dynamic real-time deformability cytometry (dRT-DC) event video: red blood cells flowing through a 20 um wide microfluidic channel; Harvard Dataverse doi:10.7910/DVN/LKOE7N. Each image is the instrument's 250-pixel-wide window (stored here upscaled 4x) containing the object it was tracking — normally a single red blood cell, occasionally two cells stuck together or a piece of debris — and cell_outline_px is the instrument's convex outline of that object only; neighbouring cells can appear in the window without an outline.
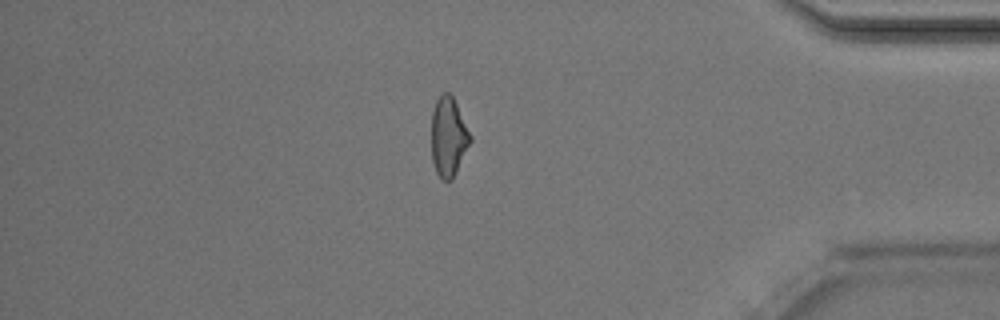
{"species": "Egyptian fruit bat (a non-hibernating species)", "species_latin": "Rousettus aegyptiacus", "temperature_condition": "room temperature", "stored_images_in_passage": 50, "camera_frame_rate_fps": 3000, "um_per_image_px": 0.085, "animal": {"sex": "male"}, "frame": {"image": 1, "passage_image": 43, "time_ms": 14.0, "image_size_px": [1000, 320], "cell_outline_px": [[472, 140], [452, 180], [440, 180], [436, 172], [432, 160], [432, 108], [436, 100], [444, 92], [448, 92], [452, 96], [472, 136]], "centroid_in_image_um": [38.12, 11.65], "position_along_channel_um": 397.1, "area_um2": 17.92}, "authors_computed_cell_mechanics": {"area_um2": 19.363, "velocity_mm_per_s": 4.0553, "shape_relaxation_time_tau1_ms": null, "shape_relaxation_time_tau2_ms": 1.793, "deformation_change_tau1": null, "deformation_change_tau2": 0.1019}}